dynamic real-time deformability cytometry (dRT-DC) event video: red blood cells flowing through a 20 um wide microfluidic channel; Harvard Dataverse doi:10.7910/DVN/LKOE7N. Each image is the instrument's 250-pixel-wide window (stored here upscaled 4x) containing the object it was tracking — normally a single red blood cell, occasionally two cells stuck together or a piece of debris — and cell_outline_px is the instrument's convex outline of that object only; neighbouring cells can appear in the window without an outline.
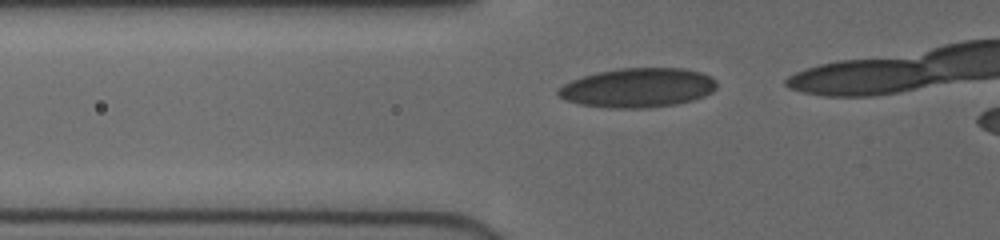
{"species": "human", "species_latin": "Homo sapiens", "temperature_condition": "cold", "stored_images_in_passage": 9, "camera_frame_rate_fps": 3000, "um_per_image_px": 0.085, "donor": {"sex": "female"}, "frame": {"image": 1, "passage_image": 3, "time_ms": 0.667, "image_size_px": [1000, 240], "cell_outline_px": [[716, 88], [712, 92], [704, 96], [692, 100], [676, 104], [644, 108], [612, 108], [580, 104], [564, 100], [556, 92], [556, 88], [572, 80], [596, 72], [620, 68], [684, 68], [700, 72], [712, 76], [716, 80]], "centroid_in_image_um": [54.21, 7.45], "position_along_channel_um": 71.6, "area_um2": 36.41}}
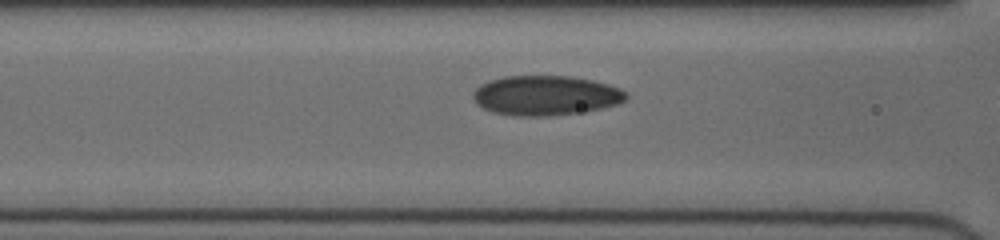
{"frame": {"image": 2, "passage_image": 7, "time_ms": 2.0, "image_size_px": [1000, 240], "cell_outline_px": [[628, 96], [624, 100], [616, 104], [600, 108], [576, 112], [548, 116], [512, 116], [492, 112], [476, 104], [472, 96], [472, 92], [480, 84], [488, 80], [504, 76], [572, 76], [592, 80], [608, 84], [620, 88], [628, 92]], "centroid_in_image_um": [46.34, 8.1], "position_along_channel_um": 120.3, "area_um2": 35.55}}